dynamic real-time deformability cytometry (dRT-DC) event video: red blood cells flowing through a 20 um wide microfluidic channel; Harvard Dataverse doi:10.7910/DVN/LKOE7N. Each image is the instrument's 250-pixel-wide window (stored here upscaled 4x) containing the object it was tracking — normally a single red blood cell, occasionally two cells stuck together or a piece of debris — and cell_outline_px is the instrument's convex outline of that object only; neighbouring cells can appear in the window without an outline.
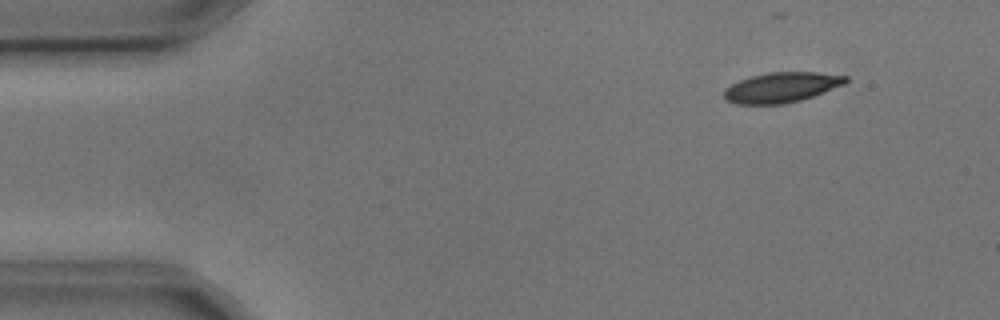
{"species": "common noctule bat (a hibernating species)", "species_latin": "Nyctalus noctula", "temperature_condition": "cold", "stored_images_in_passage": 5, "camera_frame_rate_fps": 3000, "um_per_image_px": 0.085, "animal": {"sex": "male", "body_mass_g": 17.9, "forearm_length_mm": 54.2}, "frame": {"image": 1, "passage_image": 2, "time_ms": 0.333, "image_size_px": [1000, 320], "cell_outline_px": [[848, 80], [844, 84], [812, 96], [800, 100], [784, 104], [736, 104], [728, 100], [724, 96], [724, 88], [740, 80], [752, 76], [768, 72], [816, 72], [848, 76]], "centroid_in_image_um": [66.42, 7.42], "position_along_channel_um": 18.6, "area_um2": 21.15}}